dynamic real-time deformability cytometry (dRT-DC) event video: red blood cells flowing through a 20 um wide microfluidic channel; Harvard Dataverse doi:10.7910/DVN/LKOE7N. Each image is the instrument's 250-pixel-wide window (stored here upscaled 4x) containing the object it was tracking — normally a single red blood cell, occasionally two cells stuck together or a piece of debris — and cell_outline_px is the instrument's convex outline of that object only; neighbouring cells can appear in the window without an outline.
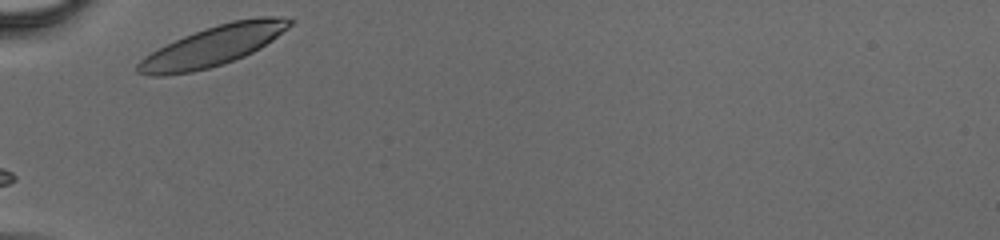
{"species": "human", "species_latin": "Homo sapiens", "temperature_condition": "cold", "stored_images_in_passage": 15, "camera_frame_rate_fps": 3000, "um_per_image_px": 0.085, "donor": {"sex": "male"}, "frame": {"image": 1, "passage_image": 1, "time_ms": 0.0, "image_size_px": [1000, 240], "cell_outline_px": [[296, 20], [288, 28], [272, 40], [260, 48], [244, 56], [224, 64], [192, 72], [164, 76], [152, 76], [136, 72], [136, 64], [144, 56], [184, 36], [204, 28], [232, 20], [260, 16], [284, 16]], "centroid_in_image_um": [18.14, 3.9], "position_along_channel_um": 66.9, "area_um2": 35.43}}
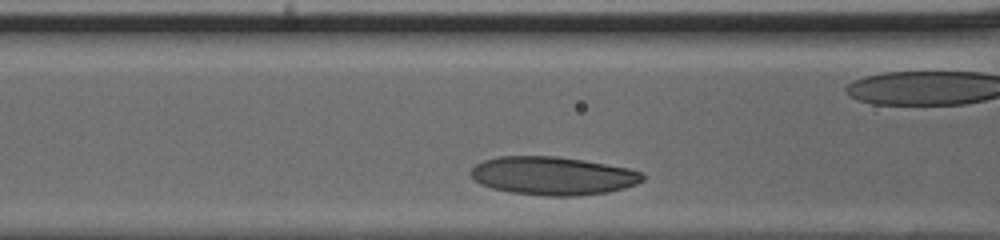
{"frame": {"image": 2, "passage_image": 3, "time_ms": 0.667, "image_size_px": [1000, 240], "cell_outline_px": [[644, 180], [636, 184], [624, 188], [608, 192], [576, 196], [548, 196], [512, 192], [492, 188], [480, 184], [472, 180], [468, 172], [476, 164], [484, 160], [500, 156], [556, 156], [584, 160], [628, 168], [640, 172], [644, 176]], "centroid_in_image_um": [46.96, 14.94], "position_along_channel_um": 119.6, "area_um2": 38.44}}
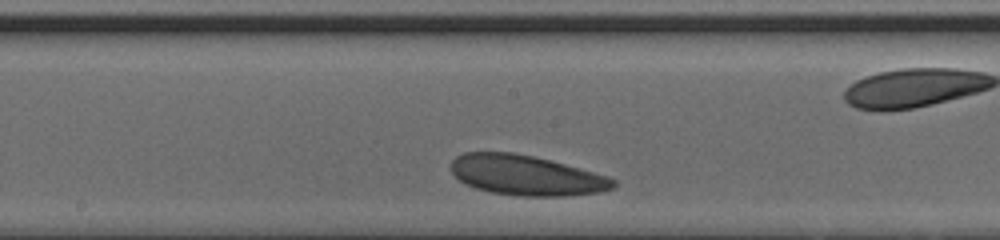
{"frame": {"image": 3, "passage_image": 9, "time_ms": 2.667, "image_size_px": [1000, 240], "cell_outline_px": [[616, 184], [612, 188], [600, 192], [564, 196], [520, 196], [492, 192], [476, 188], [464, 184], [452, 172], [452, 160], [456, 156], [464, 152], [512, 152], [532, 156], [564, 164], [608, 176], [616, 180]], "centroid_in_image_um": [44.71, 14.9], "position_along_channel_um": 203.5, "area_um2": 37.63}}